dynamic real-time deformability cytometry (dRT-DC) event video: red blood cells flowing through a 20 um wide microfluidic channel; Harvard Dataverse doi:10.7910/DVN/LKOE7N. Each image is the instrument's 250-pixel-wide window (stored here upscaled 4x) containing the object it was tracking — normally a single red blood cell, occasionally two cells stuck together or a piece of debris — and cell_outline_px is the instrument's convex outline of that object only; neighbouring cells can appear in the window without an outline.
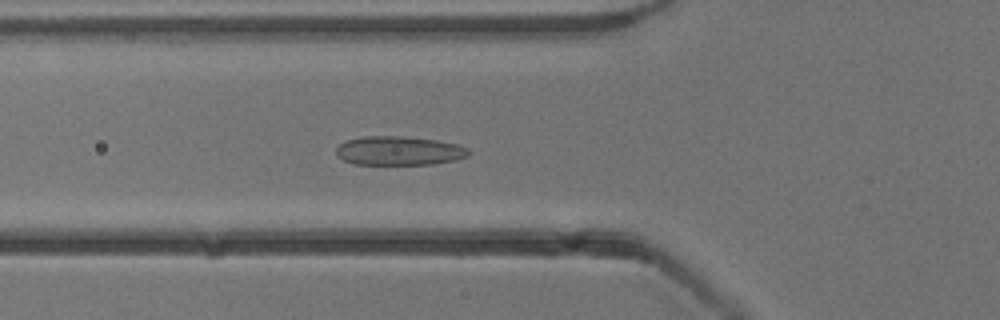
{"species": "common noctule bat (a hibernating species)", "species_latin": "Nyctalus noctula", "temperature_condition": "cold", "stored_images_in_passage": 55, "camera_frame_rate_fps": 3000, "um_per_image_px": 0.085, "animal": {"sex": "male", "body_mass_g": 13.3}, "frame": {"image": 1, "passage_image": 20, "time_ms": 6.333, "image_size_px": [1000, 320], "cell_outline_px": [[472, 152], [468, 156], [456, 160], [432, 164], [352, 164], [344, 160], [336, 152], [336, 148], [340, 144], [348, 140], [364, 136], [404, 136], [436, 140], [456, 144], [468, 148]], "centroid_in_image_um": [33.95, 12.81], "position_along_channel_um": 91.8, "area_um2": 22.31}}
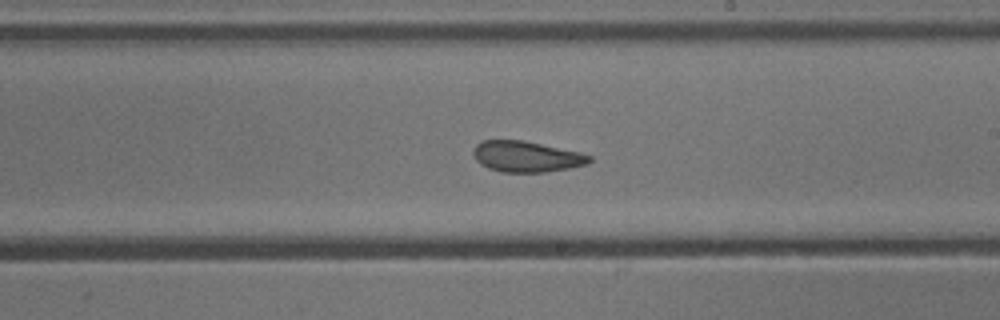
{"frame": {"image": 2, "passage_image": 32, "time_ms": 10.333, "image_size_px": [1000, 320], "cell_outline_px": [[592, 160], [588, 164], [568, 168], [544, 172], [500, 172], [488, 168], [480, 164], [476, 160], [472, 152], [476, 144], [480, 140], [524, 140], [580, 152], [592, 156]], "centroid_in_image_um": [44.73, 13.3], "position_along_channel_um": 244.3, "area_um2": 21.04}}
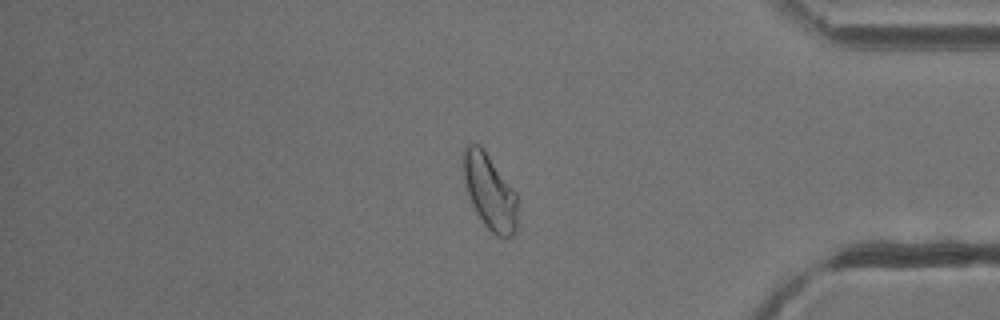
{"frame": {"image": 3, "passage_image": 46, "time_ms": 15.0, "image_size_px": [1000, 320], "cell_outline_px": [[516, 232], [512, 236], [496, 236], [484, 224], [476, 212], [472, 204], [464, 180], [464, 148], [468, 144], [476, 144], [488, 156], [516, 192]], "centroid_in_image_um": [41.63, 16.35], "position_along_channel_um": 393.6, "area_um2": 22.95}, "authors_computed_cell_mechanics": {"area_um2": 23.0622, "velocity_mm_per_s": 3.7917, "shape_relaxation_time_tau1_ms": 5.5355, "shape_relaxation_time_tau2_ms": 1.6159, "deformation_change_tau1": 0.1195, "deformation_change_tau2": 0.07}}